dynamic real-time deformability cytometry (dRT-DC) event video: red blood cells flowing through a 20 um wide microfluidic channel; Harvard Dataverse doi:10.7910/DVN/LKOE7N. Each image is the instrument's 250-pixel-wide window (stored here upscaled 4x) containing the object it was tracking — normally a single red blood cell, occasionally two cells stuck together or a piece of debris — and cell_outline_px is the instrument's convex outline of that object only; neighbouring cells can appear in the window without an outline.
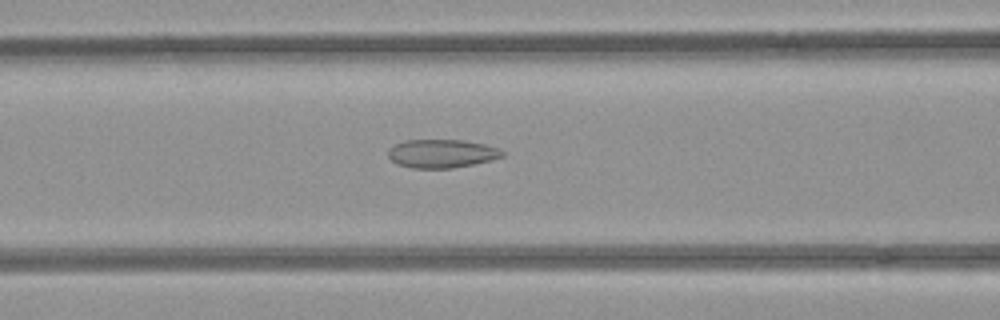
{"species": "common noctule bat (a hibernating species)", "species_latin": "Nyctalus noctula", "temperature_condition": "room temperature", "stored_images_in_passage": 37, "camera_frame_rate_fps": 3000, "um_per_image_px": 0.085, "animal": {"sex": "female", "body_mass_g": 21.9}, "frame": {"image": 1, "passage_image": 12, "time_ms": 3.667, "image_size_px": [1000, 320], "cell_outline_px": [[504, 156], [472, 164], [452, 168], [412, 168], [396, 164], [388, 156], [388, 152], [396, 144], [404, 140], [464, 140], [484, 144], [496, 148], [504, 152]], "centroid_in_image_um": [37.52, 13.05], "position_along_channel_um": 129.1, "area_um2": 18.67}}
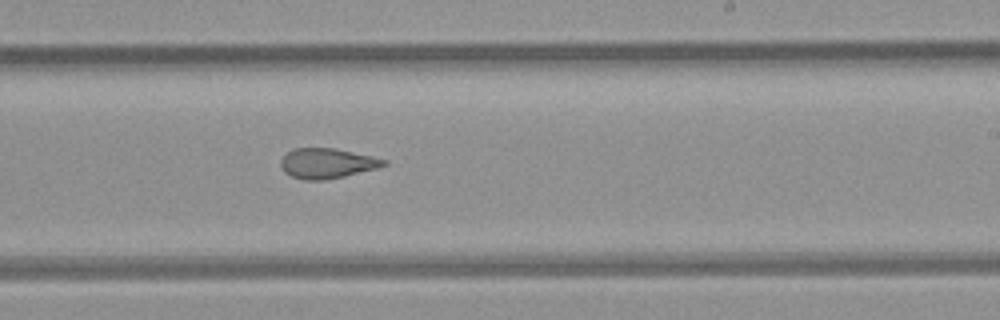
{"frame": {"image": 2, "passage_image": 22, "time_ms": 7.0, "image_size_px": [1000, 320], "cell_outline_px": [[388, 164], [376, 168], [344, 176], [324, 180], [304, 180], [292, 176], [284, 172], [280, 164], [280, 160], [292, 148], [336, 148], [372, 156], [388, 160]], "centroid_in_image_um": [27.79, 13.87], "position_along_channel_um": 261.2, "area_um2": 18.03}}
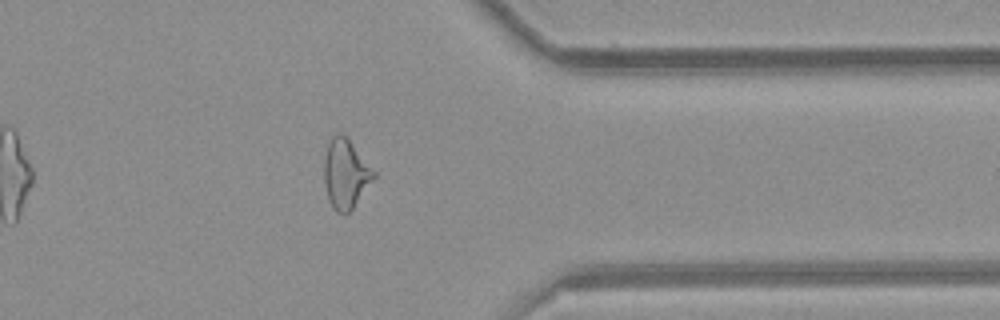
{"frame": {"image": 3, "passage_image": 32, "time_ms": 10.333, "image_size_px": [1000, 320], "cell_outline_px": [[376, 176], [352, 208], [344, 216], [336, 212], [332, 208], [328, 200], [324, 184], [324, 160], [328, 144], [332, 136], [336, 132], [340, 132], [352, 144], [376, 172]], "centroid_in_image_um": [29.35, 14.8], "position_along_channel_um": 382.0, "area_um2": 19.94}, "authors_computed_cell_mechanics": {"area_um2": 19.1318, "velocity_mm_per_s": 3.9732, "shape_relaxation_time_tau1_ms": null, "shape_relaxation_time_tau2_ms": 2.1996, "deformation_change_tau1": null, "deformation_change_tau2": 0.101}}